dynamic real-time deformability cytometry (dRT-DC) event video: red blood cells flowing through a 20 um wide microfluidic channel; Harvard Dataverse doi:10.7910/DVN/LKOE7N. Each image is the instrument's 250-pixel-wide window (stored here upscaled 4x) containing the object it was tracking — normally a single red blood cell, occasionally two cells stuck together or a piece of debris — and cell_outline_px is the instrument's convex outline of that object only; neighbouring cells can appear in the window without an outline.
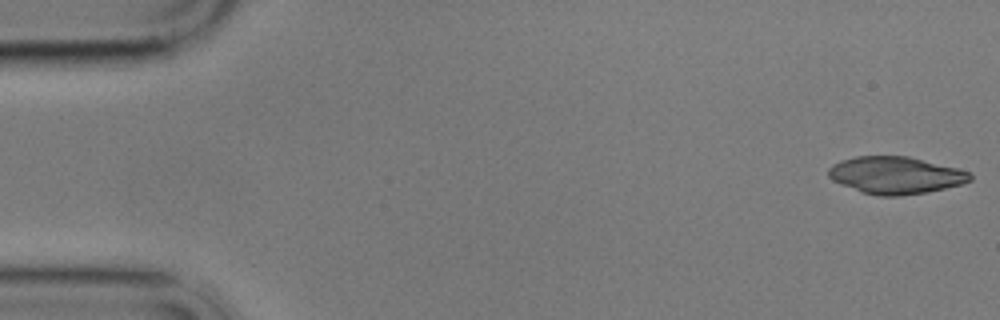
{"species": "common noctule bat (a hibernating species)", "species_latin": "Nyctalus noctula", "temperature_condition": "cold", "stored_images_in_passage": 10, "camera_frame_rate_fps": 3000, "um_per_image_px": 0.085, "animal": {"sex": "male", "body_mass_g": 17.9}, "frame": {"image": 1, "passage_image": 1, "time_ms": 0.0, "image_size_px": [1000, 320], "cell_outline_px": [[972, 180], [960, 184], [944, 188], [924, 192], [900, 196], [880, 196], [860, 192], [840, 184], [832, 180], [828, 176], [828, 168], [832, 164], [840, 160], [856, 156], [908, 156], [956, 168], [968, 172], [972, 176]], "centroid_in_image_um": [76.06, 14.89], "position_along_channel_um": 8.9, "area_um2": 30.58}}